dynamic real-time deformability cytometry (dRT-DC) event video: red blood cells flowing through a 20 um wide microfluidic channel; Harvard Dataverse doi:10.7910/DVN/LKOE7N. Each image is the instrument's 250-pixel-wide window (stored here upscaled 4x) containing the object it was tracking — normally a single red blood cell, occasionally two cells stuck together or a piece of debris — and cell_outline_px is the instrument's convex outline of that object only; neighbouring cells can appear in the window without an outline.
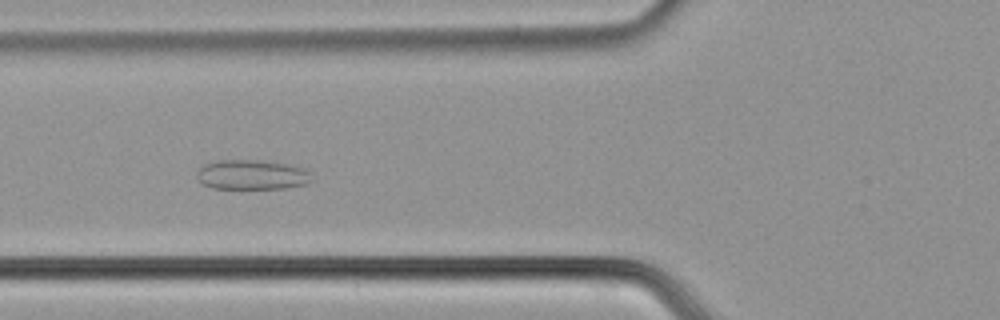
{"species": "common noctule bat (a hibernating species)", "species_latin": "Nyctalus noctula", "temperature_condition": "cold", "stored_images_in_passage": 56, "camera_frame_rate_fps": 3000, "um_per_image_px": 0.085, "animal": {"sex": "male", "body_mass_g": 21.5, "forearm_length_mm": 52.0}, "frame": {"image": 1, "passage_image": 22, "time_ms": 7.0, "image_size_px": [1000, 320], "cell_outline_px": [[312, 180], [308, 184], [284, 188], [212, 188], [200, 184], [196, 176], [196, 172], [204, 164], [216, 160], [260, 160], [284, 164], [304, 168], [308, 172]], "centroid_in_image_um": [21.36, 14.85], "position_along_channel_um": 104.4, "area_um2": 19.94}}
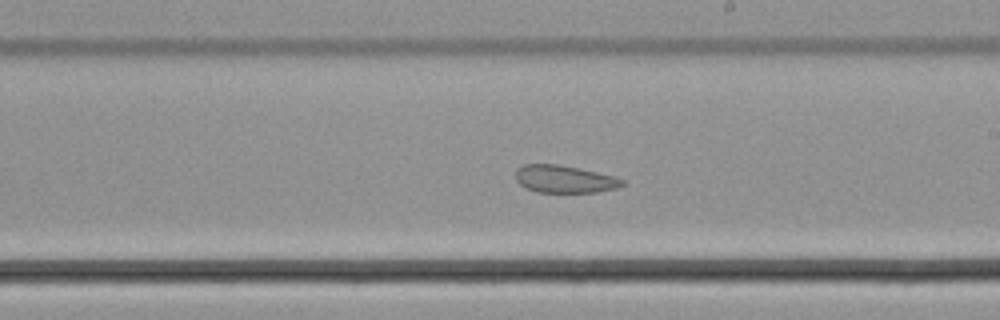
{"frame": {"image": 2, "passage_image": 33, "time_ms": 10.667, "image_size_px": [1000, 320], "cell_outline_px": [[624, 184], [616, 188], [596, 192], [536, 192], [524, 188], [516, 180], [516, 168], [524, 164], [556, 164], [616, 176], [624, 180]], "centroid_in_image_um": [47.95, 15.22], "position_along_channel_um": 241.1, "area_um2": 17.05}}
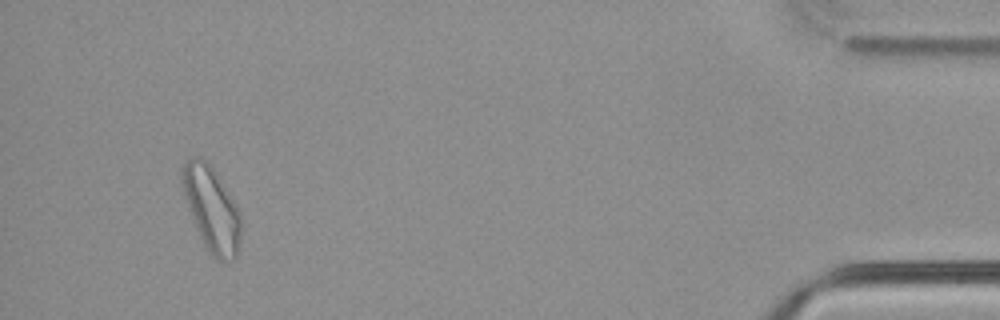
{"frame": {"image": 3, "passage_image": 53, "time_ms": 17.333, "image_size_px": [1000, 320], "cell_outline_px": [[240, 244], [236, 256], [232, 260], [216, 260], [208, 252], [200, 240], [188, 208], [184, 196], [180, 176], [184, 160], [192, 156], [200, 156], [216, 172], [236, 204], [240, 212]], "centroid_in_image_um": [17.96, 17.76], "position_along_channel_um": 417.2, "area_um2": 29.25}, "authors_computed_cell_mechanics": {"area_um2": 24.2182, "velocity_mm_per_s": 3.7263, "shape_relaxation_time_tau1_ms": null, "shape_relaxation_time_tau2_ms": 2.7021, "deformation_change_tau1": null, "deformation_change_tau2": 0.0821}}